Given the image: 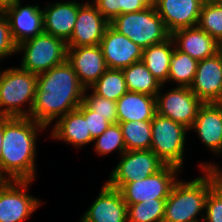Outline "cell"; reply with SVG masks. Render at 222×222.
I'll list each match as a JSON object with an SVG mask.
<instances>
[{
    "mask_svg": "<svg viewBox=\"0 0 222 222\" xmlns=\"http://www.w3.org/2000/svg\"><path fill=\"white\" fill-rule=\"evenodd\" d=\"M190 131L184 125L155 114L151 120V148L166 165L178 168L183 166L186 132Z\"/></svg>",
    "mask_w": 222,
    "mask_h": 222,
    "instance_id": "cell-7",
    "label": "cell"
},
{
    "mask_svg": "<svg viewBox=\"0 0 222 222\" xmlns=\"http://www.w3.org/2000/svg\"><path fill=\"white\" fill-rule=\"evenodd\" d=\"M205 0H155L158 15L167 31L196 27Z\"/></svg>",
    "mask_w": 222,
    "mask_h": 222,
    "instance_id": "cell-17",
    "label": "cell"
},
{
    "mask_svg": "<svg viewBox=\"0 0 222 222\" xmlns=\"http://www.w3.org/2000/svg\"><path fill=\"white\" fill-rule=\"evenodd\" d=\"M166 199L127 205V222H163Z\"/></svg>",
    "mask_w": 222,
    "mask_h": 222,
    "instance_id": "cell-29",
    "label": "cell"
},
{
    "mask_svg": "<svg viewBox=\"0 0 222 222\" xmlns=\"http://www.w3.org/2000/svg\"><path fill=\"white\" fill-rule=\"evenodd\" d=\"M76 0L47 4L43 11V32L67 42L74 30L79 7Z\"/></svg>",
    "mask_w": 222,
    "mask_h": 222,
    "instance_id": "cell-20",
    "label": "cell"
},
{
    "mask_svg": "<svg viewBox=\"0 0 222 222\" xmlns=\"http://www.w3.org/2000/svg\"><path fill=\"white\" fill-rule=\"evenodd\" d=\"M155 6V0H120V14L133 13Z\"/></svg>",
    "mask_w": 222,
    "mask_h": 222,
    "instance_id": "cell-37",
    "label": "cell"
},
{
    "mask_svg": "<svg viewBox=\"0 0 222 222\" xmlns=\"http://www.w3.org/2000/svg\"><path fill=\"white\" fill-rule=\"evenodd\" d=\"M87 90L115 102L128 91L122 69L110 68Z\"/></svg>",
    "mask_w": 222,
    "mask_h": 222,
    "instance_id": "cell-27",
    "label": "cell"
},
{
    "mask_svg": "<svg viewBox=\"0 0 222 222\" xmlns=\"http://www.w3.org/2000/svg\"><path fill=\"white\" fill-rule=\"evenodd\" d=\"M110 25L143 49L161 43L171 36L155 6L120 14Z\"/></svg>",
    "mask_w": 222,
    "mask_h": 222,
    "instance_id": "cell-5",
    "label": "cell"
},
{
    "mask_svg": "<svg viewBox=\"0 0 222 222\" xmlns=\"http://www.w3.org/2000/svg\"><path fill=\"white\" fill-rule=\"evenodd\" d=\"M181 169L172 165H165L160 171L138 181L123 184L120 191L127 205L150 199H167Z\"/></svg>",
    "mask_w": 222,
    "mask_h": 222,
    "instance_id": "cell-8",
    "label": "cell"
},
{
    "mask_svg": "<svg viewBox=\"0 0 222 222\" xmlns=\"http://www.w3.org/2000/svg\"><path fill=\"white\" fill-rule=\"evenodd\" d=\"M37 87V75L11 67L0 72V116L29 117ZM28 103L29 109L23 104Z\"/></svg>",
    "mask_w": 222,
    "mask_h": 222,
    "instance_id": "cell-4",
    "label": "cell"
},
{
    "mask_svg": "<svg viewBox=\"0 0 222 222\" xmlns=\"http://www.w3.org/2000/svg\"><path fill=\"white\" fill-rule=\"evenodd\" d=\"M46 128L29 117H3L1 174L7 180L35 179L37 136Z\"/></svg>",
    "mask_w": 222,
    "mask_h": 222,
    "instance_id": "cell-2",
    "label": "cell"
},
{
    "mask_svg": "<svg viewBox=\"0 0 222 222\" xmlns=\"http://www.w3.org/2000/svg\"><path fill=\"white\" fill-rule=\"evenodd\" d=\"M53 124L50 136L55 140L72 144L76 148L86 146L94 141L88 130L87 119L78 109L68 112Z\"/></svg>",
    "mask_w": 222,
    "mask_h": 222,
    "instance_id": "cell-22",
    "label": "cell"
},
{
    "mask_svg": "<svg viewBox=\"0 0 222 222\" xmlns=\"http://www.w3.org/2000/svg\"><path fill=\"white\" fill-rule=\"evenodd\" d=\"M207 32L217 42H222V3H213L205 0L197 25Z\"/></svg>",
    "mask_w": 222,
    "mask_h": 222,
    "instance_id": "cell-30",
    "label": "cell"
},
{
    "mask_svg": "<svg viewBox=\"0 0 222 222\" xmlns=\"http://www.w3.org/2000/svg\"><path fill=\"white\" fill-rule=\"evenodd\" d=\"M126 87L129 92L144 93L156 97L164 87L141 61L123 68Z\"/></svg>",
    "mask_w": 222,
    "mask_h": 222,
    "instance_id": "cell-25",
    "label": "cell"
},
{
    "mask_svg": "<svg viewBox=\"0 0 222 222\" xmlns=\"http://www.w3.org/2000/svg\"><path fill=\"white\" fill-rule=\"evenodd\" d=\"M205 213H201L204 222H222V192L213 186L208 193Z\"/></svg>",
    "mask_w": 222,
    "mask_h": 222,
    "instance_id": "cell-33",
    "label": "cell"
},
{
    "mask_svg": "<svg viewBox=\"0 0 222 222\" xmlns=\"http://www.w3.org/2000/svg\"><path fill=\"white\" fill-rule=\"evenodd\" d=\"M210 151L222 153V103H203L198 109L192 127Z\"/></svg>",
    "mask_w": 222,
    "mask_h": 222,
    "instance_id": "cell-19",
    "label": "cell"
},
{
    "mask_svg": "<svg viewBox=\"0 0 222 222\" xmlns=\"http://www.w3.org/2000/svg\"><path fill=\"white\" fill-rule=\"evenodd\" d=\"M17 53V45L12 39L8 18L0 9V60Z\"/></svg>",
    "mask_w": 222,
    "mask_h": 222,
    "instance_id": "cell-34",
    "label": "cell"
},
{
    "mask_svg": "<svg viewBox=\"0 0 222 222\" xmlns=\"http://www.w3.org/2000/svg\"><path fill=\"white\" fill-rule=\"evenodd\" d=\"M201 169H205L213 178L214 186L222 192V169L214 163L200 164Z\"/></svg>",
    "mask_w": 222,
    "mask_h": 222,
    "instance_id": "cell-38",
    "label": "cell"
},
{
    "mask_svg": "<svg viewBox=\"0 0 222 222\" xmlns=\"http://www.w3.org/2000/svg\"><path fill=\"white\" fill-rule=\"evenodd\" d=\"M117 123L152 120L157 113L156 97L127 91L116 101Z\"/></svg>",
    "mask_w": 222,
    "mask_h": 222,
    "instance_id": "cell-23",
    "label": "cell"
},
{
    "mask_svg": "<svg viewBox=\"0 0 222 222\" xmlns=\"http://www.w3.org/2000/svg\"><path fill=\"white\" fill-rule=\"evenodd\" d=\"M20 51L24 54L20 67L39 75L66 61L67 43L43 32L17 45Z\"/></svg>",
    "mask_w": 222,
    "mask_h": 222,
    "instance_id": "cell-6",
    "label": "cell"
},
{
    "mask_svg": "<svg viewBox=\"0 0 222 222\" xmlns=\"http://www.w3.org/2000/svg\"><path fill=\"white\" fill-rule=\"evenodd\" d=\"M30 180H6L0 187V222L29 219L42 201L28 194Z\"/></svg>",
    "mask_w": 222,
    "mask_h": 222,
    "instance_id": "cell-10",
    "label": "cell"
},
{
    "mask_svg": "<svg viewBox=\"0 0 222 222\" xmlns=\"http://www.w3.org/2000/svg\"><path fill=\"white\" fill-rule=\"evenodd\" d=\"M77 109L87 119L88 130L93 140L101 135L111 124L104 116H100L91 109H88L83 103Z\"/></svg>",
    "mask_w": 222,
    "mask_h": 222,
    "instance_id": "cell-35",
    "label": "cell"
},
{
    "mask_svg": "<svg viewBox=\"0 0 222 222\" xmlns=\"http://www.w3.org/2000/svg\"><path fill=\"white\" fill-rule=\"evenodd\" d=\"M79 7L75 27L67 47L99 45L110 22L102 16L92 2Z\"/></svg>",
    "mask_w": 222,
    "mask_h": 222,
    "instance_id": "cell-13",
    "label": "cell"
},
{
    "mask_svg": "<svg viewBox=\"0 0 222 222\" xmlns=\"http://www.w3.org/2000/svg\"><path fill=\"white\" fill-rule=\"evenodd\" d=\"M197 65L198 61L175 47L170 62L168 81L177 83L176 86L190 87L196 74Z\"/></svg>",
    "mask_w": 222,
    "mask_h": 222,
    "instance_id": "cell-28",
    "label": "cell"
},
{
    "mask_svg": "<svg viewBox=\"0 0 222 222\" xmlns=\"http://www.w3.org/2000/svg\"><path fill=\"white\" fill-rule=\"evenodd\" d=\"M203 103L189 87H174L156 96L157 113L190 129Z\"/></svg>",
    "mask_w": 222,
    "mask_h": 222,
    "instance_id": "cell-11",
    "label": "cell"
},
{
    "mask_svg": "<svg viewBox=\"0 0 222 222\" xmlns=\"http://www.w3.org/2000/svg\"><path fill=\"white\" fill-rule=\"evenodd\" d=\"M107 68L123 69L141 61L143 48L109 25L99 44Z\"/></svg>",
    "mask_w": 222,
    "mask_h": 222,
    "instance_id": "cell-14",
    "label": "cell"
},
{
    "mask_svg": "<svg viewBox=\"0 0 222 222\" xmlns=\"http://www.w3.org/2000/svg\"><path fill=\"white\" fill-rule=\"evenodd\" d=\"M189 88L202 103H222V50L198 62Z\"/></svg>",
    "mask_w": 222,
    "mask_h": 222,
    "instance_id": "cell-12",
    "label": "cell"
},
{
    "mask_svg": "<svg viewBox=\"0 0 222 222\" xmlns=\"http://www.w3.org/2000/svg\"><path fill=\"white\" fill-rule=\"evenodd\" d=\"M94 4L109 22L120 15V0H96Z\"/></svg>",
    "mask_w": 222,
    "mask_h": 222,
    "instance_id": "cell-36",
    "label": "cell"
},
{
    "mask_svg": "<svg viewBox=\"0 0 222 222\" xmlns=\"http://www.w3.org/2000/svg\"><path fill=\"white\" fill-rule=\"evenodd\" d=\"M112 170L106 183L115 189L123 184L146 178L166 164L152 150L126 151Z\"/></svg>",
    "mask_w": 222,
    "mask_h": 222,
    "instance_id": "cell-9",
    "label": "cell"
},
{
    "mask_svg": "<svg viewBox=\"0 0 222 222\" xmlns=\"http://www.w3.org/2000/svg\"><path fill=\"white\" fill-rule=\"evenodd\" d=\"M174 48L175 44L170 36L161 43L143 49L142 62L162 85L168 83L170 62Z\"/></svg>",
    "mask_w": 222,
    "mask_h": 222,
    "instance_id": "cell-24",
    "label": "cell"
},
{
    "mask_svg": "<svg viewBox=\"0 0 222 222\" xmlns=\"http://www.w3.org/2000/svg\"><path fill=\"white\" fill-rule=\"evenodd\" d=\"M127 151L150 150L151 120L120 122Z\"/></svg>",
    "mask_w": 222,
    "mask_h": 222,
    "instance_id": "cell-26",
    "label": "cell"
},
{
    "mask_svg": "<svg viewBox=\"0 0 222 222\" xmlns=\"http://www.w3.org/2000/svg\"><path fill=\"white\" fill-rule=\"evenodd\" d=\"M94 151L98 155H107L117 151L120 156L126 152L124 137L119 123L110 126L96 139H94Z\"/></svg>",
    "mask_w": 222,
    "mask_h": 222,
    "instance_id": "cell-31",
    "label": "cell"
},
{
    "mask_svg": "<svg viewBox=\"0 0 222 222\" xmlns=\"http://www.w3.org/2000/svg\"><path fill=\"white\" fill-rule=\"evenodd\" d=\"M6 178L0 173V187L6 182Z\"/></svg>",
    "mask_w": 222,
    "mask_h": 222,
    "instance_id": "cell-41",
    "label": "cell"
},
{
    "mask_svg": "<svg viewBox=\"0 0 222 222\" xmlns=\"http://www.w3.org/2000/svg\"><path fill=\"white\" fill-rule=\"evenodd\" d=\"M80 222H127V204L120 191L105 182Z\"/></svg>",
    "mask_w": 222,
    "mask_h": 222,
    "instance_id": "cell-18",
    "label": "cell"
},
{
    "mask_svg": "<svg viewBox=\"0 0 222 222\" xmlns=\"http://www.w3.org/2000/svg\"><path fill=\"white\" fill-rule=\"evenodd\" d=\"M87 88L83 93L82 103L100 116H104L111 124L117 123L116 102L96 95L93 91L87 94Z\"/></svg>",
    "mask_w": 222,
    "mask_h": 222,
    "instance_id": "cell-32",
    "label": "cell"
},
{
    "mask_svg": "<svg viewBox=\"0 0 222 222\" xmlns=\"http://www.w3.org/2000/svg\"><path fill=\"white\" fill-rule=\"evenodd\" d=\"M192 181L179 180L165 201L163 222H201L198 215L205 210L209 190L214 186L212 176L205 170Z\"/></svg>",
    "mask_w": 222,
    "mask_h": 222,
    "instance_id": "cell-3",
    "label": "cell"
},
{
    "mask_svg": "<svg viewBox=\"0 0 222 222\" xmlns=\"http://www.w3.org/2000/svg\"><path fill=\"white\" fill-rule=\"evenodd\" d=\"M66 60L85 88L93 85L108 69L99 45L67 47Z\"/></svg>",
    "mask_w": 222,
    "mask_h": 222,
    "instance_id": "cell-16",
    "label": "cell"
},
{
    "mask_svg": "<svg viewBox=\"0 0 222 222\" xmlns=\"http://www.w3.org/2000/svg\"><path fill=\"white\" fill-rule=\"evenodd\" d=\"M16 0H0V9H4L6 6L11 5Z\"/></svg>",
    "mask_w": 222,
    "mask_h": 222,
    "instance_id": "cell-40",
    "label": "cell"
},
{
    "mask_svg": "<svg viewBox=\"0 0 222 222\" xmlns=\"http://www.w3.org/2000/svg\"><path fill=\"white\" fill-rule=\"evenodd\" d=\"M85 89L67 60L37 75L35 100L29 118L45 127L50 126L55 119L80 106Z\"/></svg>",
    "mask_w": 222,
    "mask_h": 222,
    "instance_id": "cell-1",
    "label": "cell"
},
{
    "mask_svg": "<svg viewBox=\"0 0 222 222\" xmlns=\"http://www.w3.org/2000/svg\"><path fill=\"white\" fill-rule=\"evenodd\" d=\"M2 139H3V117L0 116V173H1V158H2Z\"/></svg>",
    "mask_w": 222,
    "mask_h": 222,
    "instance_id": "cell-39",
    "label": "cell"
},
{
    "mask_svg": "<svg viewBox=\"0 0 222 222\" xmlns=\"http://www.w3.org/2000/svg\"><path fill=\"white\" fill-rule=\"evenodd\" d=\"M207 1H210V2H213V3H222V0H207Z\"/></svg>",
    "mask_w": 222,
    "mask_h": 222,
    "instance_id": "cell-42",
    "label": "cell"
},
{
    "mask_svg": "<svg viewBox=\"0 0 222 222\" xmlns=\"http://www.w3.org/2000/svg\"><path fill=\"white\" fill-rule=\"evenodd\" d=\"M171 37L179 51L187 53L198 62L221 50L220 43L198 26L176 30Z\"/></svg>",
    "mask_w": 222,
    "mask_h": 222,
    "instance_id": "cell-21",
    "label": "cell"
},
{
    "mask_svg": "<svg viewBox=\"0 0 222 222\" xmlns=\"http://www.w3.org/2000/svg\"><path fill=\"white\" fill-rule=\"evenodd\" d=\"M3 10L8 18L11 36L16 45L43 33V11L40 5L21 7V0H16Z\"/></svg>",
    "mask_w": 222,
    "mask_h": 222,
    "instance_id": "cell-15",
    "label": "cell"
}]
</instances>
